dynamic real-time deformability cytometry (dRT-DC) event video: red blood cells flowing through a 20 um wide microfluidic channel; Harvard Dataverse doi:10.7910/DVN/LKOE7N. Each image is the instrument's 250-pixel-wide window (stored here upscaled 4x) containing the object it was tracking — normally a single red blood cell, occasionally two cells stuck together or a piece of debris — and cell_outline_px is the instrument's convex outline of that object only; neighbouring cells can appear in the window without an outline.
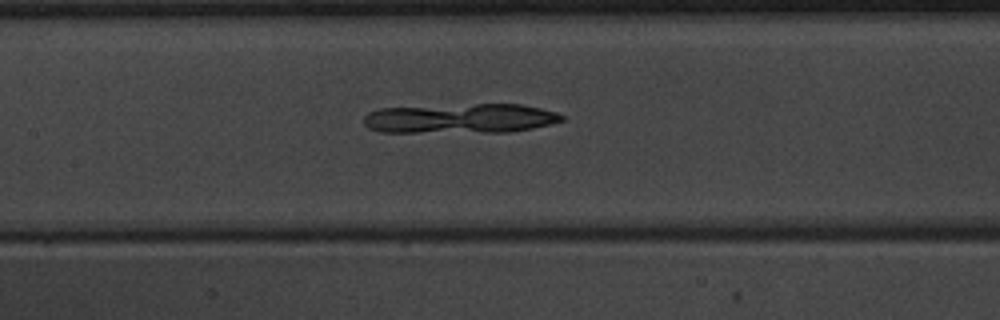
{"species": "common noctule bat (a hibernating species)", "species_latin": "Nyctalus noctula", "temperature_condition": "warm", "stored_images_in_passage": 51, "camera_frame_rate_fps": 3000, "um_per_image_px": 0.085, "animal": {"sex": "male", "body_mass_g": 20.1, "forearm_length_mm": 53.5}, "frame": {"image": 1, "passage_image": 25, "time_ms": 8.0, "image_size_px": [1000, 320], "cell_outline_px": [[564, 120], [552, 124], [532, 128], [508, 132], [380, 132], [368, 128], [364, 124], [364, 116], [368, 112], [380, 108], [476, 104], [520, 104], [540, 108], [556, 112], [564, 116]], "centroid_in_image_um": [39.13, 10.07], "position_along_channel_um": 168.3, "area_um2": 34.28}}